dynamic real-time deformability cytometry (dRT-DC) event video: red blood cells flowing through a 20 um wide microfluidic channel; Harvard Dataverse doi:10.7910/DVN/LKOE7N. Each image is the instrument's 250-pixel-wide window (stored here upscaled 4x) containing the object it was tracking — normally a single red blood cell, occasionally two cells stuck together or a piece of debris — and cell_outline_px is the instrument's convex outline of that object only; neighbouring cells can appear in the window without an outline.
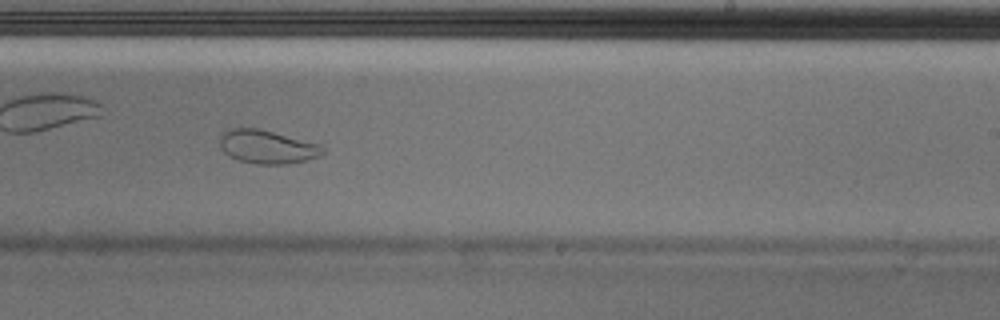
{"species": "Egyptian fruit bat (a non-hibernating species)", "species_latin": "Rousettus aegyptiacus", "temperature_condition": "cold", "stored_images_in_passage": 51, "camera_frame_rate_fps": 3000, "um_per_image_px": 0.085, "animal": {"sex": "male"}, "frame": {"image": 1, "passage_image": 30, "time_ms": 9.667, "image_size_px": [1000, 320], "cell_outline_px": [[324, 152], [320, 156], [308, 160], [288, 164], [256, 164], [240, 160], [224, 152], [220, 148], [220, 136], [228, 128], [260, 128], [320, 144], [324, 148]], "centroid_in_image_um": [22.73, 12.47], "position_along_channel_um": 266.3, "area_um2": 20.17}}